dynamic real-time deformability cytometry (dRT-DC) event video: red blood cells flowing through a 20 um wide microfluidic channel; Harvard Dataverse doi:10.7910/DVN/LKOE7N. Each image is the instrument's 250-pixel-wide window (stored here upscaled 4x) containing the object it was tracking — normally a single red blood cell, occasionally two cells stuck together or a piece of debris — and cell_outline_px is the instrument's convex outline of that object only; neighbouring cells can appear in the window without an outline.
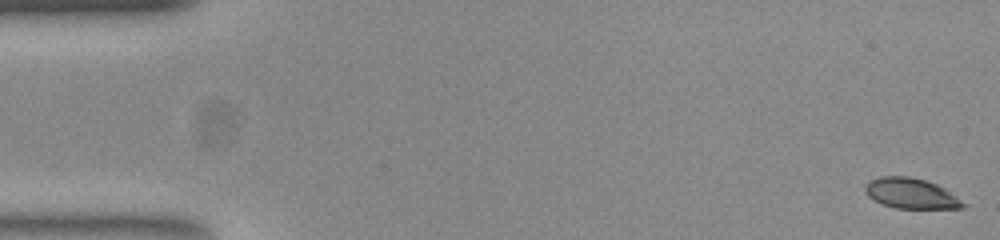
{"species": "common noctule bat (a hibernating species)", "species_latin": "Nyctalus noctula", "temperature_condition": "room temperature", "stored_images_in_passage": 54, "camera_frame_rate_fps": 3000, "um_per_image_px": 0.085, "animal": {"sex": "female", "body_mass_g": 23.0, "forearm_length_mm": 53.4}, "frame": {"image": 1, "passage_image": 1, "time_ms": 0.0, "image_size_px": [1000, 240], "cell_outline_px": [[968, 204], [964, 208], [896, 208], [880, 204], [868, 196], [864, 192], [864, 184], [868, 180], [880, 176], [908, 176], [924, 180], [936, 184], [944, 188]], "centroid_in_image_um": [77.39, 16.44], "position_along_channel_um": 7.6, "area_um2": 17.51}}
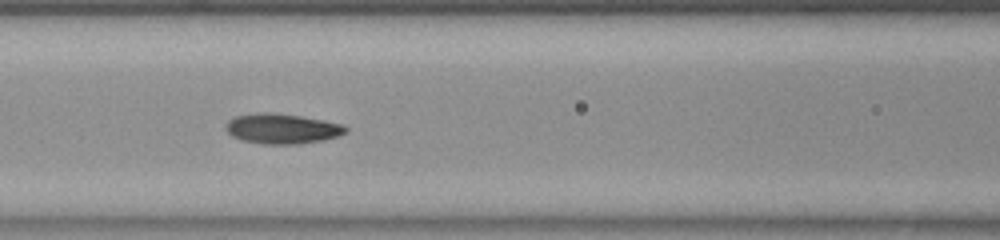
{"frame": {"image": 2, "passage_image": 23, "time_ms": 7.333, "image_size_px": [1000, 240], "cell_outline_px": [[348, 132], [340, 136], [324, 140], [300, 144], [260, 144], [240, 140], [232, 136], [224, 128], [224, 124], [232, 116], [264, 112], [268, 112], [300, 116], [344, 124], [348, 128]], "centroid_in_image_um": [23.97, 10.95], "position_along_channel_um": 142.6, "area_um2": 21.39}}
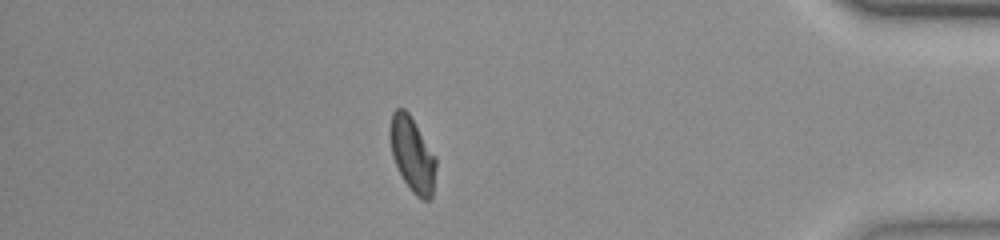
{"frame": {"image": 3, "passage_image": 47, "time_ms": 15.333, "image_size_px": [1000, 240], "cell_outline_px": [[436, 168], [432, 196], [428, 200], [420, 200], [412, 192], [404, 180], [392, 156], [388, 136], [388, 132], [392, 112], [396, 108], [404, 108], [408, 112], [436, 156]], "centroid_in_image_um": [35.03, 13.11], "position_along_channel_um": 400.2, "area_um2": 20.17}, "authors_computed_cell_mechanics": {"area_um2": 19.8832, "velocity_mm_per_s": 3.7617, "shape_relaxation_time_tau1_ms": 3.0944, "shape_relaxation_time_tau2_ms": 1.8888, "deformation_change_tau1": 0.1494, "deformation_change_tau2": 0.0755}}